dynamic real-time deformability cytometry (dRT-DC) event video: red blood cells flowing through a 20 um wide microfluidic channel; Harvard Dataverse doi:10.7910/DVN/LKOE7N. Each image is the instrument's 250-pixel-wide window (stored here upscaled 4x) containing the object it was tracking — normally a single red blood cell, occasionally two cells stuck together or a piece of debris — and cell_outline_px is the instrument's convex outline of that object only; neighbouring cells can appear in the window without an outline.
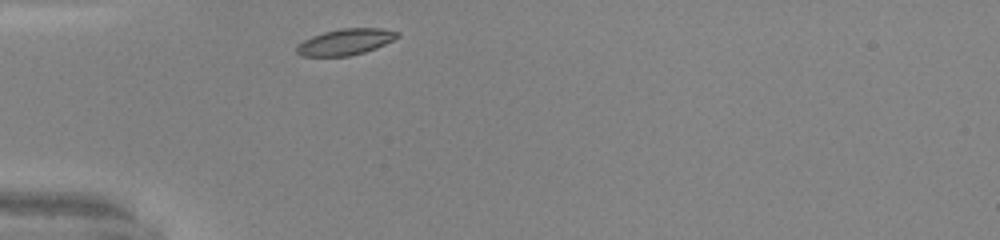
{"species": "common noctule bat (a hibernating species)", "species_latin": "Nyctalus noctula", "temperature_condition": "warm", "stored_images_in_passage": 26, "camera_frame_rate_fps": 3000, "um_per_image_px": 0.085, "animal": {"sex": "male", "body_mass_g": 20.0, "forearm_length_mm": 53.3}, "frame": {"image": 1, "passage_image": 1, "time_ms": 0.0, "image_size_px": [1000, 240], "cell_outline_px": [[400, 36], [376, 48], [364, 52], [348, 56], [300, 56], [296, 52], [296, 48], [304, 40], [312, 36], [324, 32], [344, 28], [384, 28], [400, 32]], "centroid_in_image_um": [29.39, 3.56], "position_along_channel_um": 55.6, "area_um2": 15.26}}
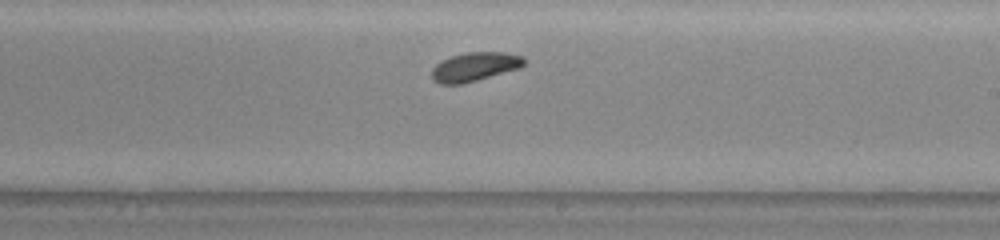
{"frame": {"image": 2, "passage_image": 16, "time_ms": 5.0, "image_size_px": [1000, 240], "cell_outline_px": [[524, 64], [520, 68], [476, 80], [460, 84], [440, 84], [432, 80], [432, 68], [436, 64], [452, 56], [468, 52], [504, 52], [524, 56]], "centroid_in_image_um": [40.35, 5.67], "position_along_channel_um": 248.6, "area_um2": 15.37}}
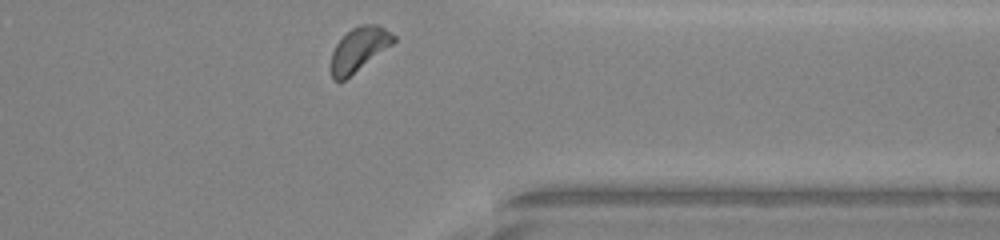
{"frame": {"image": 3, "passage_image": 26, "time_ms": 8.333, "image_size_px": [1000, 240], "cell_outline_px": [[396, 40], [392, 44], [344, 80], [332, 80], [332, 52], [336, 44], [352, 28], [360, 24], [376, 24], [392, 32], [396, 36]], "centroid_in_image_um": [30.53, 4.16], "position_along_channel_um": 380.9, "area_um2": 15.61}, "authors_computed_cell_mechanics": {"area_um2": 15.4904, "velocity_mm_per_s": 4.0976, "shape_relaxation_time_tau1_ms": 4.1191, "shape_relaxation_time_tau2_ms": null, "deformation_change_tau1": 0.122, "deformation_change_tau2": null}}